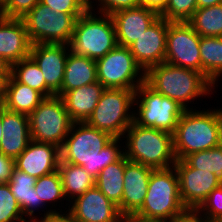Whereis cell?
Segmentation results:
<instances>
[{
  "label": "cell",
  "instance_id": "obj_48",
  "mask_svg": "<svg viewBox=\"0 0 222 222\" xmlns=\"http://www.w3.org/2000/svg\"><path fill=\"white\" fill-rule=\"evenodd\" d=\"M220 107V146H222V105Z\"/></svg>",
  "mask_w": 222,
  "mask_h": 222
},
{
  "label": "cell",
  "instance_id": "obj_45",
  "mask_svg": "<svg viewBox=\"0 0 222 222\" xmlns=\"http://www.w3.org/2000/svg\"><path fill=\"white\" fill-rule=\"evenodd\" d=\"M38 216H23L17 222H48V216Z\"/></svg>",
  "mask_w": 222,
  "mask_h": 222
},
{
  "label": "cell",
  "instance_id": "obj_11",
  "mask_svg": "<svg viewBox=\"0 0 222 222\" xmlns=\"http://www.w3.org/2000/svg\"><path fill=\"white\" fill-rule=\"evenodd\" d=\"M97 79L111 89L135 90L145 82V72L137 64L128 47L117 45L96 60Z\"/></svg>",
  "mask_w": 222,
  "mask_h": 222
},
{
  "label": "cell",
  "instance_id": "obj_23",
  "mask_svg": "<svg viewBox=\"0 0 222 222\" xmlns=\"http://www.w3.org/2000/svg\"><path fill=\"white\" fill-rule=\"evenodd\" d=\"M105 87L99 82L65 92L61 98L73 122H86L92 115Z\"/></svg>",
  "mask_w": 222,
  "mask_h": 222
},
{
  "label": "cell",
  "instance_id": "obj_35",
  "mask_svg": "<svg viewBox=\"0 0 222 222\" xmlns=\"http://www.w3.org/2000/svg\"><path fill=\"white\" fill-rule=\"evenodd\" d=\"M197 210L210 221H222V184L210 192Z\"/></svg>",
  "mask_w": 222,
  "mask_h": 222
},
{
  "label": "cell",
  "instance_id": "obj_19",
  "mask_svg": "<svg viewBox=\"0 0 222 222\" xmlns=\"http://www.w3.org/2000/svg\"><path fill=\"white\" fill-rule=\"evenodd\" d=\"M117 44L129 47L153 24L159 15L145 7H136L118 11L111 15Z\"/></svg>",
  "mask_w": 222,
  "mask_h": 222
},
{
  "label": "cell",
  "instance_id": "obj_26",
  "mask_svg": "<svg viewBox=\"0 0 222 222\" xmlns=\"http://www.w3.org/2000/svg\"><path fill=\"white\" fill-rule=\"evenodd\" d=\"M125 156L106 166L95 178V186L118 208L122 214Z\"/></svg>",
  "mask_w": 222,
  "mask_h": 222
},
{
  "label": "cell",
  "instance_id": "obj_30",
  "mask_svg": "<svg viewBox=\"0 0 222 222\" xmlns=\"http://www.w3.org/2000/svg\"><path fill=\"white\" fill-rule=\"evenodd\" d=\"M187 23L200 37H222V4L198 8Z\"/></svg>",
  "mask_w": 222,
  "mask_h": 222
},
{
  "label": "cell",
  "instance_id": "obj_21",
  "mask_svg": "<svg viewBox=\"0 0 222 222\" xmlns=\"http://www.w3.org/2000/svg\"><path fill=\"white\" fill-rule=\"evenodd\" d=\"M2 128L0 152L16 159L31 141L28 115L9 111L2 105Z\"/></svg>",
  "mask_w": 222,
  "mask_h": 222
},
{
  "label": "cell",
  "instance_id": "obj_20",
  "mask_svg": "<svg viewBox=\"0 0 222 222\" xmlns=\"http://www.w3.org/2000/svg\"><path fill=\"white\" fill-rule=\"evenodd\" d=\"M31 47L23 20L0 16V56L13 65L28 57Z\"/></svg>",
  "mask_w": 222,
  "mask_h": 222
},
{
  "label": "cell",
  "instance_id": "obj_33",
  "mask_svg": "<svg viewBox=\"0 0 222 222\" xmlns=\"http://www.w3.org/2000/svg\"><path fill=\"white\" fill-rule=\"evenodd\" d=\"M197 9V0H168L160 17L168 22H187Z\"/></svg>",
  "mask_w": 222,
  "mask_h": 222
},
{
  "label": "cell",
  "instance_id": "obj_3",
  "mask_svg": "<svg viewBox=\"0 0 222 222\" xmlns=\"http://www.w3.org/2000/svg\"><path fill=\"white\" fill-rule=\"evenodd\" d=\"M198 108L184 110L178 121L173 133L176 160L220 145V107Z\"/></svg>",
  "mask_w": 222,
  "mask_h": 222
},
{
  "label": "cell",
  "instance_id": "obj_8",
  "mask_svg": "<svg viewBox=\"0 0 222 222\" xmlns=\"http://www.w3.org/2000/svg\"><path fill=\"white\" fill-rule=\"evenodd\" d=\"M185 109L176 101L155 92L145 82L135 91L133 122L174 133Z\"/></svg>",
  "mask_w": 222,
  "mask_h": 222
},
{
  "label": "cell",
  "instance_id": "obj_42",
  "mask_svg": "<svg viewBox=\"0 0 222 222\" xmlns=\"http://www.w3.org/2000/svg\"><path fill=\"white\" fill-rule=\"evenodd\" d=\"M48 222H79L67 210L65 212H53L48 216Z\"/></svg>",
  "mask_w": 222,
  "mask_h": 222
},
{
  "label": "cell",
  "instance_id": "obj_7",
  "mask_svg": "<svg viewBox=\"0 0 222 222\" xmlns=\"http://www.w3.org/2000/svg\"><path fill=\"white\" fill-rule=\"evenodd\" d=\"M135 90L105 88L86 123L114 138H122L133 123Z\"/></svg>",
  "mask_w": 222,
  "mask_h": 222
},
{
  "label": "cell",
  "instance_id": "obj_34",
  "mask_svg": "<svg viewBox=\"0 0 222 222\" xmlns=\"http://www.w3.org/2000/svg\"><path fill=\"white\" fill-rule=\"evenodd\" d=\"M23 217L8 183H0V222H17Z\"/></svg>",
  "mask_w": 222,
  "mask_h": 222
},
{
  "label": "cell",
  "instance_id": "obj_32",
  "mask_svg": "<svg viewBox=\"0 0 222 222\" xmlns=\"http://www.w3.org/2000/svg\"><path fill=\"white\" fill-rule=\"evenodd\" d=\"M183 160L192 168L215 174L222 183V146L188 154Z\"/></svg>",
  "mask_w": 222,
  "mask_h": 222
},
{
  "label": "cell",
  "instance_id": "obj_47",
  "mask_svg": "<svg viewBox=\"0 0 222 222\" xmlns=\"http://www.w3.org/2000/svg\"><path fill=\"white\" fill-rule=\"evenodd\" d=\"M3 139V128H2V105H0V145Z\"/></svg>",
  "mask_w": 222,
  "mask_h": 222
},
{
  "label": "cell",
  "instance_id": "obj_17",
  "mask_svg": "<svg viewBox=\"0 0 222 222\" xmlns=\"http://www.w3.org/2000/svg\"><path fill=\"white\" fill-rule=\"evenodd\" d=\"M60 159V147L57 145L31 140L15 159V168L40 178L57 171Z\"/></svg>",
  "mask_w": 222,
  "mask_h": 222
},
{
  "label": "cell",
  "instance_id": "obj_10",
  "mask_svg": "<svg viewBox=\"0 0 222 222\" xmlns=\"http://www.w3.org/2000/svg\"><path fill=\"white\" fill-rule=\"evenodd\" d=\"M31 140L62 147L73 121L60 96L45 98L28 115Z\"/></svg>",
  "mask_w": 222,
  "mask_h": 222
},
{
  "label": "cell",
  "instance_id": "obj_38",
  "mask_svg": "<svg viewBox=\"0 0 222 222\" xmlns=\"http://www.w3.org/2000/svg\"><path fill=\"white\" fill-rule=\"evenodd\" d=\"M40 2L53 11L69 13L72 16H81L87 10L80 0H41Z\"/></svg>",
  "mask_w": 222,
  "mask_h": 222
},
{
  "label": "cell",
  "instance_id": "obj_40",
  "mask_svg": "<svg viewBox=\"0 0 222 222\" xmlns=\"http://www.w3.org/2000/svg\"><path fill=\"white\" fill-rule=\"evenodd\" d=\"M171 222H213L203 216L198 210L187 209Z\"/></svg>",
  "mask_w": 222,
  "mask_h": 222
},
{
  "label": "cell",
  "instance_id": "obj_37",
  "mask_svg": "<svg viewBox=\"0 0 222 222\" xmlns=\"http://www.w3.org/2000/svg\"><path fill=\"white\" fill-rule=\"evenodd\" d=\"M139 6V0H96L88 9L94 12L112 15L118 11Z\"/></svg>",
  "mask_w": 222,
  "mask_h": 222
},
{
  "label": "cell",
  "instance_id": "obj_13",
  "mask_svg": "<svg viewBox=\"0 0 222 222\" xmlns=\"http://www.w3.org/2000/svg\"><path fill=\"white\" fill-rule=\"evenodd\" d=\"M174 168L179 180V193L186 209L197 210L213 189L222 183L215 174L190 167L183 159L176 160Z\"/></svg>",
  "mask_w": 222,
  "mask_h": 222
},
{
  "label": "cell",
  "instance_id": "obj_24",
  "mask_svg": "<svg viewBox=\"0 0 222 222\" xmlns=\"http://www.w3.org/2000/svg\"><path fill=\"white\" fill-rule=\"evenodd\" d=\"M96 61L87 56H79L69 52L65 65L61 96L73 89L97 82Z\"/></svg>",
  "mask_w": 222,
  "mask_h": 222
},
{
  "label": "cell",
  "instance_id": "obj_44",
  "mask_svg": "<svg viewBox=\"0 0 222 222\" xmlns=\"http://www.w3.org/2000/svg\"><path fill=\"white\" fill-rule=\"evenodd\" d=\"M12 65L0 56V75H11Z\"/></svg>",
  "mask_w": 222,
  "mask_h": 222
},
{
  "label": "cell",
  "instance_id": "obj_5",
  "mask_svg": "<svg viewBox=\"0 0 222 222\" xmlns=\"http://www.w3.org/2000/svg\"><path fill=\"white\" fill-rule=\"evenodd\" d=\"M122 139L124 156L131 162L153 169L170 168L176 162L173 134L167 131L142 127L133 122Z\"/></svg>",
  "mask_w": 222,
  "mask_h": 222
},
{
  "label": "cell",
  "instance_id": "obj_41",
  "mask_svg": "<svg viewBox=\"0 0 222 222\" xmlns=\"http://www.w3.org/2000/svg\"><path fill=\"white\" fill-rule=\"evenodd\" d=\"M140 6L156 12L159 16L165 11L168 0H139Z\"/></svg>",
  "mask_w": 222,
  "mask_h": 222
},
{
  "label": "cell",
  "instance_id": "obj_1",
  "mask_svg": "<svg viewBox=\"0 0 222 222\" xmlns=\"http://www.w3.org/2000/svg\"><path fill=\"white\" fill-rule=\"evenodd\" d=\"M61 160L83 168L94 178L123 155V139L89 126L73 122L60 148Z\"/></svg>",
  "mask_w": 222,
  "mask_h": 222
},
{
  "label": "cell",
  "instance_id": "obj_2",
  "mask_svg": "<svg viewBox=\"0 0 222 222\" xmlns=\"http://www.w3.org/2000/svg\"><path fill=\"white\" fill-rule=\"evenodd\" d=\"M145 83L155 92L176 101L185 110L198 109L197 105L193 106L194 101V104H198L197 100L203 101L204 97L210 98L217 93L216 87L202 73L166 62L148 69Z\"/></svg>",
  "mask_w": 222,
  "mask_h": 222
},
{
  "label": "cell",
  "instance_id": "obj_49",
  "mask_svg": "<svg viewBox=\"0 0 222 222\" xmlns=\"http://www.w3.org/2000/svg\"><path fill=\"white\" fill-rule=\"evenodd\" d=\"M80 1L88 9L96 0H80Z\"/></svg>",
  "mask_w": 222,
  "mask_h": 222
},
{
  "label": "cell",
  "instance_id": "obj_43",
  "mask_svg": "<svg viewBox=\"0 0 222 222\" xmlns=\"http://www.w3.org/2000/svg\"><path fill=\"white\" fill-rule=\"evenodd\" d=\"M11 75H0V105H3L6 96L8 78Z\"/></svg>",
  "mask_w": 222,
  "mask_h": 222
},
{
  "label": "cell",
  "instance_id": "obj_4",
  "mask_svg": "<svg viewBox=\"0 0 222 222\" xmlns=\"http://www.w3.org/2000/svg\"><path fill=\"white\" fill-rule=\"evenodd\" d=\"M185 210L174 166L153 169L143 205L131 219L141 222H171Z\"/></svg>",
  "mask_w": 222,
  "mask_h": 222
},
{
  "label": "cell",
  "instance_id": "obj_6",
  "mask_svg": "<svg viewBox=\"0 0 222 222\" xmlns=\"http://www.w3.org/2000/svg\"><path fill=\"white\" fill-rule=\"evenodd\" d=\"M116 29L111 15L87 9L76 21L71 51L98 60L117 46Z\"/></svg>",
  "mask_w": 222,
  "mask_h": 222
},
{
  "label": "cell",
  "instance_id": "obj_39",
  "mask_svg": "<svg viewBox=\"0 0 222 222\" xmlns=\"http://www.w3.org/2000/svg\"><path fill=\"white\" fill-rule=\"evenodd\" d=\"M15 168V159L0 152V183H8Z\"/></svg>",
  "mask_w": 222,
  "mask_h": 222
},
{
  "label": "cell",
  "instance_id": "obj_15",
  "mask_svg": "<svg viewBox=\"0 0 222 222\" xmlns=\"http://www.w3.org/2000/svg\"><path fill=\"white\" fill-rule=\"evenodd\" d=\"M168 21L158 17L128 48L137 64L146 72L165 62Z\"/></svg>",
  "mask_w": 222,
  "mask_h": 222
},
{
  "label": "cell",
  "instance_id": "obj_18",
  "mask_svg": "<svg viewBox=\"0 0 222 222\" xmlns=\"http://www.w3.org/2000/svg\"><path fill=\"white\" fill-rule=\"evenodd\" d=\"M153 168L129 161L125 157L122 215L131 218L143 205Z\"/></svg>",
  "mask_w": 222,
  "mask_h": 222
},
{
  "label": "cell",
  "instance_id": "obj_29",
  "mask_svg": "<svg viewBox=\"0 0 222 222\" xmlns=\"http://www.w3.org/2000/svg\"><path fill=\"white\" fill-rule=\"evenodd\" d=\"M34 188L38 194V197L47 207H49L52 212H65V210L69 208V204L66 203L67 199L64 196L62 180L58 170L51 174L37 178ZM64 200L66 201L65 207L62 205L64 204Z\"/></svg>",
  "mask_w": 222,
  "mask_h": 222
},
{
  "label": "cell",
  "instance_id": "obj_9",
  "mask_svg": "<svg viewBox=\"0 0 222 222\" xmlns=\"http://www.w3.org/2000/svg\"><path fill=\"white\" fill-rule=\"evenodd\" d=\"M79 17L53 11L38 2L22 20L32 44L69 45Z\"/></svg>",
  "mask_w": 222,
  "mask_h": 222
},
{
  "label": "cell",
  "instance_id": "obj_31",
  "mask_svg": "<svg viewBox=\"0 0 222 222\" xmlns=\"http://www.w3.org/2000/svg\"><path fill=\"white\" fill-rule=\"evenodd\" d=\"M11 75L18 82L40 92L45 98L55 96V94L46 86L43 73L30 56L13 64Z\"/></svg>",
  "mask_w": 222,
  "mask_h": 222
},
{
  "label": "cell",
  "instance_id": "obj_16",
  "mask_svg": "<svg viewBox=\"0 0 222 222\" xmlns=\"http://www.w3.org/2000/svg\"><path fill=\"white\" fill-rule=\"evenodd\" d=\"M70 51V46L66 44H32L29 55L43 73L46 86L60 97Z\"/></svg>",
  "mask_w": 222,
  "mask_h": 222
},
{
  "label": "cell",
  "instance_id": "obj_25",
  "mask_svg": "<svg viewBox=\"0 0 222 222\" xmlns=\"http://www.w3.org/2000/svg\"><path fill=\"white\" fill-rule=\"evenodd\" d=\"M44 99L40 92L18 82L12 75L8 78L3 103L5 109L29 115Z\"/></svg>",
  "mask_w": 222,
  "mask_h": 222
},
{
  "label": "cell",
  "instance_id": "obj_50",
  "mask_svg": "<svg viewBox=\"0 0 222 222\" xmlns=\"http://www.w3.org/2000/svg\"><path fill=\"white\" fill-rule=\"evenodd\" d=\"M125 222H141V221H136V220H134V219L127 218V219L125 220Z\"/></svg>",
  "mask_w": 222,
  "mask_h": 222
},
{
  "label": "cell",
  "instance_id": "obj_22",
  "mask_svg": "<svg viewBox=\"0 0 222 222\" xmlns=\"http://www.w3.org/2000/svg\"><path fill=\"white\" fill-rule=\"evenodd\" d=\"M36 181V177L14 168L8 182L13 196L20 205L23 216H36L37 214L49 216L53 213L38 197L34 188Z\"/></svg>",
  "mask_w": 222,
  "mask_h": 222
},
{
  "label": "cell",
  "instance_id": "obj_14",
  "mask_svg": "<svg viewBox=\"0 0 222 222\" xmlns=\"http://www.w3.org/2000/svg\"><path fill=\"white\" fill-rule=\"evenodd\" d=\"M67 211L79 222H125L126 218L95 185L69 203Z\"/></svg>",
  "mask_w": 222,
  "mask_h": 222
},
{
  "label": "cell",
  "instance_id": "obj_36",
  "mask_svg": "<svg viewBox=\"0 0 222 222\" xmlns=\"http://www.w3.org/2000/svg\"><path fill=\"white\" fill-rule=\"evenodd\" d=\"M41 0H5L0 5V16L22 19Z\"/></svg>",
  "mask_w": 222,
  "mask_h": 222
},
{
  "label": "cell",
  "instance_id": "obj_12",
  "mask_svg": "<svg viewBox=\"0 0 222 222\" xmlns=\"http://www.w3.org/2000/svg\"><path fill=\"white\" fill-rule=\"evenodd\" d=\"M200 39L187 22H168L165 62L202 73Z\"/></svg>",
  "mask_w": 222,
  "mask_h": 222
},
{
  "label": "cell",
  "instance_id": "obj_28",
  "mask_svg": "<svg viewBox=\"0 0 222 222\" xmlns=\"http://www.w3.org/2000/svg\"><path fill=\"white\" fill-rule=\"evenodd\" d=\"M199 48L202 74L218 89L222 77V37H201Z\"/></svg>",
  "mask_w": 222,
  "mask_h": 222
},
{
  "label": "cell",
  "instance_id": "obj_46",
  "mask_svg": "<svg viewBox=\"0 0 222 222\" xmlns=\"http://www.w3.org/2000/svg\"><path fill=\"white\" fill-rule=\"evenodd\" d=\"M222 4V0H197L198 8H206Z\"/></svg>",
  "mask_w": 222,
  "mask_h": 222
},
{
  "label": "cell",
  "instance_id": "obj_27",
  "mask_svg": "<svg viewBox=\"0 0 222 222\" xmlns=\"http://www.w3.org/2000/svg\"><path fill=\"white\" fill-rule=\"evenodd\" d=\"M58 171L61 176L67 204L83 195L89 188L95 185V178L90 175L83 166L63 162L60 159Z\"/></svg>",
  "mask_w": 222,
  "mask_h": 222
}]
</instances>
